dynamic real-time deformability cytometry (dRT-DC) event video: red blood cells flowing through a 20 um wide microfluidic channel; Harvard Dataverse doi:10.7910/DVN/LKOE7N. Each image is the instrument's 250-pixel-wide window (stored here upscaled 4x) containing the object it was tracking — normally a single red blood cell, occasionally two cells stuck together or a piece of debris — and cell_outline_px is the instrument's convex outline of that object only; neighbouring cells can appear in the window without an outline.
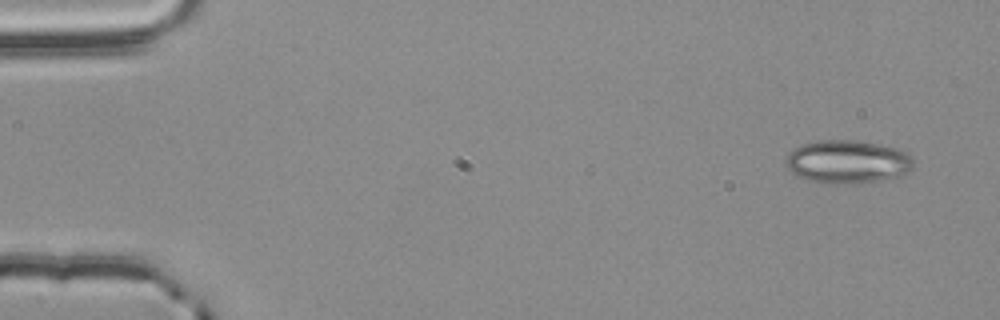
{"species": "common noctule bat (a hibernating species)", "species_latin": "Nyctalus noctula", "temperature_condition": "room temperature", "stored_images_in_passage": 53, "camera_frame_rate_fps": 3000, "um_per_image_px": 0.085, "animal": {"sex": "male", "body_mass_g": 20.4}, "frame": {"image": 1, "passage_image": 1, "time_ms": 0.0, "image_size_px": [1000, 320], "cell_outline_px": [[912, 168], [904, 176], [880, 180], [844, 184], [828, 184], [808, 180], [796, 176], [784, 164], [788, 156], [800, 144], [820, 140], [856, 140], [880, 144], [896, 148], [912, 156]], "centroid_in_image_um": [72.04, 13.76], "position_along_channel_um": 13.0, "area_um2": 32.25}}
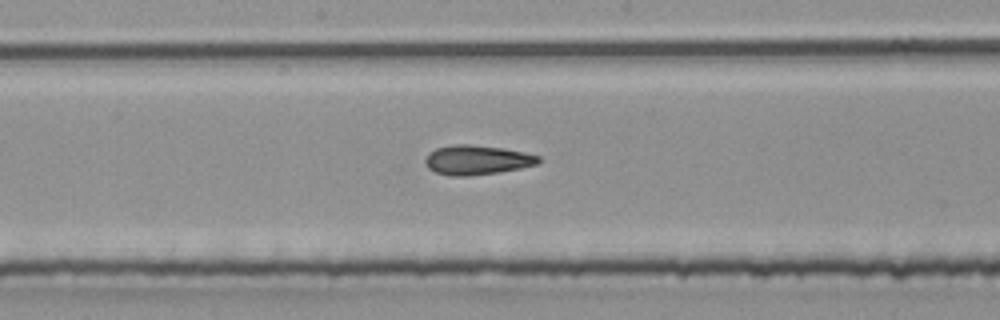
{"frame": {"image": 2, "passage_image": 27, "time_ms": 8.667, "image_size_px": [1000, 320], "cell_outline_px": [[540, 160], [536, 164], [520, 168], [496, 172], [468, 176], [452, 176], [436, 172], [428, 168], [424, 160], [428, 152], [436, 148], [452, 144], [472, 144], [504, 148], [524, 152], [540, 156]], "centroid_in_image_um": [40.51, 13.58], "position_along_channel_um": 207.7, "area_um2": 19.48}}
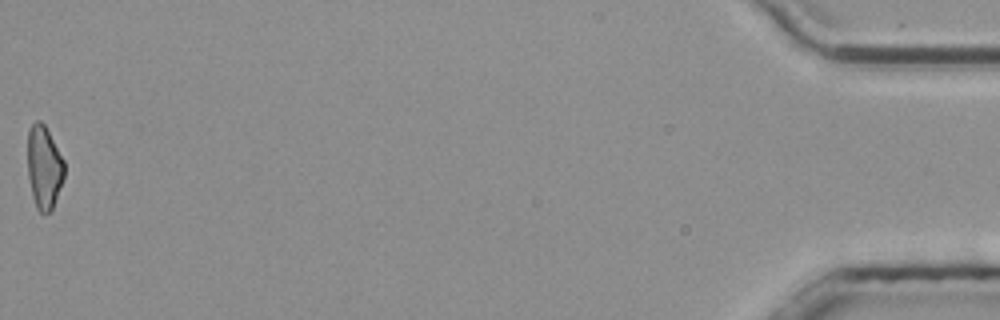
{"frame": {"image": 3, "passage_image": 53, "time_ms": 17.333, "image_size_px": [1000, 320], "cell_outline_px": [[64, 180], [52, 208], [48, 212], [40, 212], [36, 208], [32, 196], [28, 176], [28, 132], [32, 124], [36, 120], [40, 120], [44, 124], [64, 160]], "centroid_in_image_um": [3.74, 14.22], "position_along_channel_um": 431.5, "area_um2": 17.69}, "authors_computed_cell_mechanics": {"area_um2": 19.074, "velocity_mm_per_s": 3.8049, "shape_relaxation_time_tau1_ms": null, "shape_relaxation_time_tau2_ms": 3.1371, "deformation_change_tau1": null, "deformation_change_tau2": 0.1236}}